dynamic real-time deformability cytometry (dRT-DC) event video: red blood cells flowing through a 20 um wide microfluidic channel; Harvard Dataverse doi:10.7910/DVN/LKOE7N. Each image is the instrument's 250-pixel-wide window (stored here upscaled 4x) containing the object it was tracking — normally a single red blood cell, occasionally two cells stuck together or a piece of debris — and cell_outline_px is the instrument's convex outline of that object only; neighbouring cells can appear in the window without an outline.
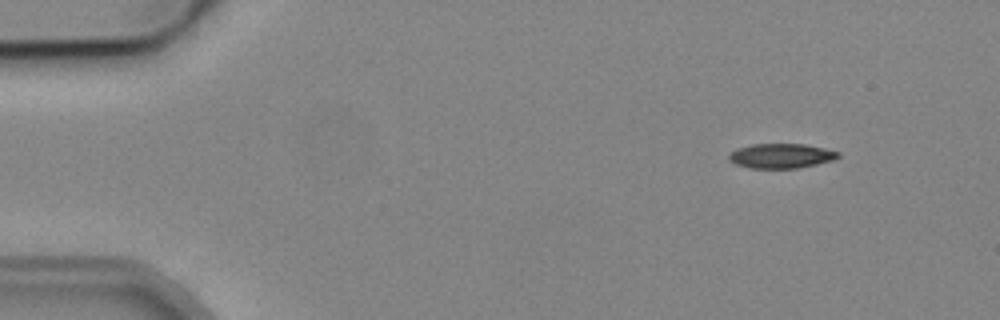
{"species": "common noctule bat (a hibernating species)", "species_latin": "Nyctalus noctula", "temperature_condition": "cold", "stored_images_in_passage": 4, "camera_frame_rate_fps": 3000, "um_per_image_px": 0.085, "animal": {"sex": "male", "body_mass_g": 19.2, "forearm_length_mm": 51.8}, "frame": {"image": 1, "passage_image": 1, "time_ms": 0.0, "image_size_px": [1000, 320], "cell_outline_px": [[840, 156], [832, 160], [816, 164], [796, 168], [748, 168], [736, 164], [728, 160], [728, 156], [736, 148], [752, 144], [804, 144], [824, 148], [840, 152]], "centroid_in_image_um": [66.37, 13.24], "position_along_channel_um": 18.6, "area_um2": 15.66}}
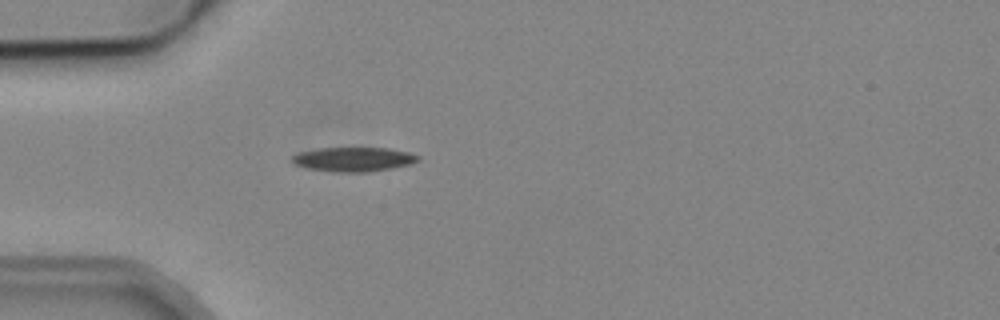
{"frame": {"image": 2, "passage_image": 4, "time_ms": 3.333, "image_size_px": [1000, 320], "cell_outline_px": [[420, 160], [408, 164], [392, 168], [368, 172], [336, 172], [308, 168], [296, 164], [292, 160], [292, 156], [300, 152], [320, 148], [388, 148], [408, 152], [420, 156]], "centroid_in_image_um": [30.08, 13.54], "position_along_channel_um": 54.9, "area_um2": 17.63}}